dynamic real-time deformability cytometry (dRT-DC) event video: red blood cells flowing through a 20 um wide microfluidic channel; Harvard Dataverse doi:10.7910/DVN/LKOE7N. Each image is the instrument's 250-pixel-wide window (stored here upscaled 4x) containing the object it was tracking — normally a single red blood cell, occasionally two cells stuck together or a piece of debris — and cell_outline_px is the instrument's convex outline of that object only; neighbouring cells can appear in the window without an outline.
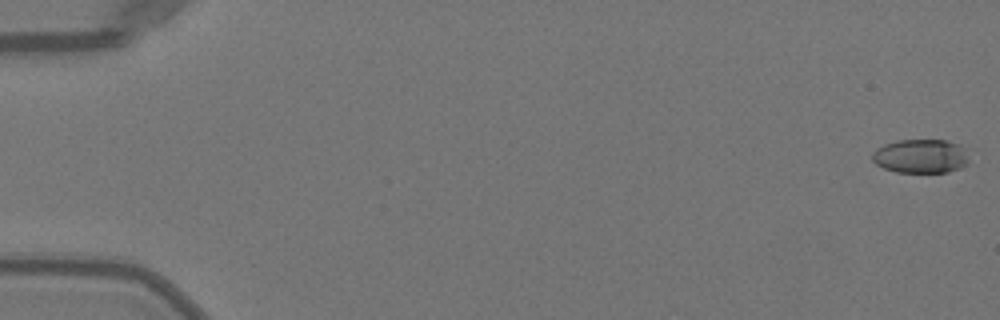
{"species": "Egyptian fruit bat (a non-hibernating species)", "species_latin": "Rousettus aegyptiacus", "temperature_condition": "warm", "stored_images_in_passage": 12, "camera_frame_rate_fps": 3000, "um_per_image_px": 0.085, "animal": {"sex": "female"}, "frame": {"image": 1, "passage_image": 1, "time_ms": 0.0, "image_size_px": [1000, 320], "cell_outline_px": [[972, 148], [968, 164], [960, 168], [948, 172], [896, 172], [884, 168], [876, 164], [872, 160], [872, 152], [876, 148], [884, 144], [896, 140], [948, 140]], "centroid_in_image_um": [78.36, 13.26], "position_along_channel_um": 6.6, "area_um2": 19.83}}